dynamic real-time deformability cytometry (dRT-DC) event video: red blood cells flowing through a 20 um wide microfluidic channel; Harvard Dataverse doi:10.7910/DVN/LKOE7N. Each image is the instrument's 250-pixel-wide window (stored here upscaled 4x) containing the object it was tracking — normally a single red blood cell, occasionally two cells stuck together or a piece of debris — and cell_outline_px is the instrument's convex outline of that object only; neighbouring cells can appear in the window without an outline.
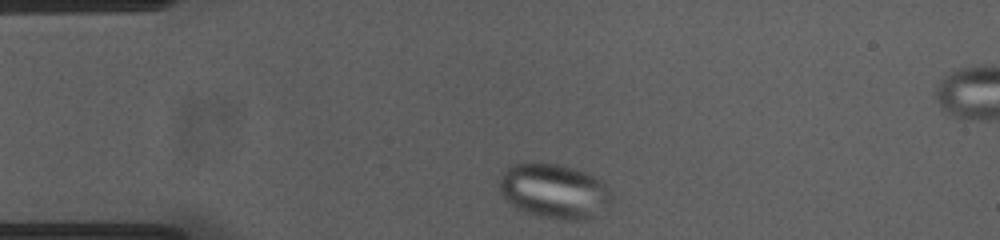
{"species": "common noctule bat (a hibernating species)", "species_latin": "Nyctalus noctula", "temperature_condition": "cold", "stored_images_in_passage": 34, "camera_frame_rate_fps": 3000, "um_per_image_px": 0.085, "animal": {"sex": "female", "body_mass_g": 23.0, "forearm_length_mm": 53.4}, "frame": {"image": 1, "passage_image": 1, "time_ms": 0.0, "image_size_px": [1000, 240], "cell_outline_px": [[612, 196], [588, 220], [564, 220], [540, 216], [524, 212], [508, 204], [500, 192], [500, 176], [508, 164], [560, 164], [584, 172], [600, 180], [604, 184]], "centroid_in_image_um": [47.0, 16.24], "position_along_channel_um": 38.0, "area_um2": 35.08}}
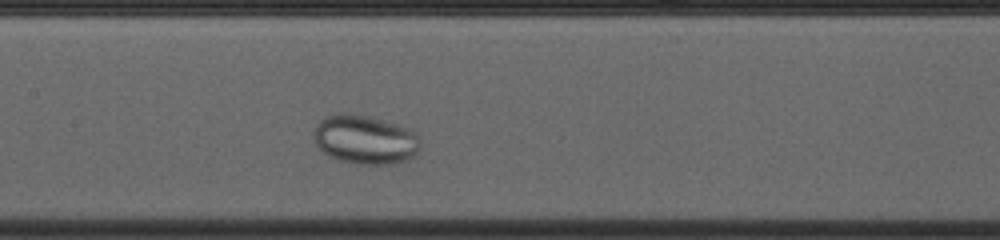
{"frame": {"image": 2, "passage_image": 15, "time_ms": 4.667, "image_size_px": [1000, 240], "cell_outline_px": [[420, 148], [412, 156], [404, 160], [392, 164], [356, 164], [340, 160], [328, 156], [316, 144], [312, 132], [316, 124], [324, 116], [340, 112], [352, 112], [396, 124], [408, 128], [416, 132], [420, 140]], "centroid_in_image_um": [30.99, 11.84], "position_along_channel_um": 176.4, "area_um2": 30.63}}
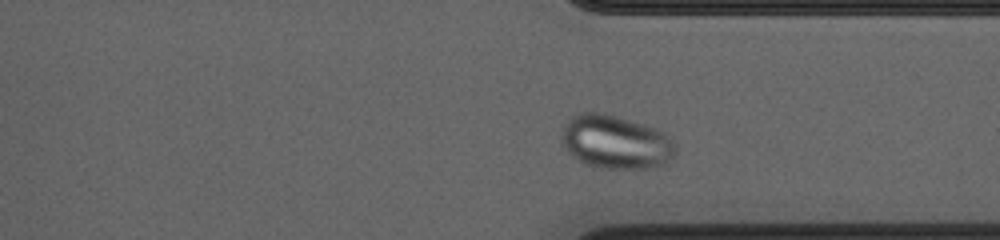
{"frame": {"image": 3, "passage_image": 30, "time_ms": 9.667, "image_size_px": [1000, 240], "cell_outline_px": [[676, 152], [668, 164], [648, 168], [600, 168], [588, 164], [572, 156], [568, 152], [560, 140], [560, 136], [564, 124], [572, 116], [580, 112], [604, 112], [664, 132], [676, 144]], "centroid_in_image_um": [52.32, 12.07], "position_along_channel_um": 359.1, "area_um2": 35.6}}